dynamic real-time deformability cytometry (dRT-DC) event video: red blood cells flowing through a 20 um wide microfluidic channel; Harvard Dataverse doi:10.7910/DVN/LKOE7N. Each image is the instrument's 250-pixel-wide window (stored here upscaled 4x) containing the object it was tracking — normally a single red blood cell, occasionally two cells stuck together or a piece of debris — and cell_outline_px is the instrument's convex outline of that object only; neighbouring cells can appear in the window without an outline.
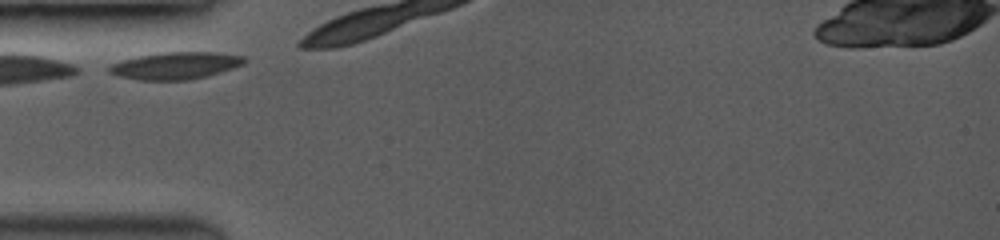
{"species": "common noctule bat (a hibernating species)", "species_latin": "Nyctalus noctula", "temperature_condition": "room temperature", "stored_images_in_passage": 4, "camera_frame_rate_fps": 3500, "um_per_image_px": 0.085, "animal": {"sex": "female", "body_mass_g": 19.0, "forearm_length_mm": 53.3}, "frame": {"image": 1, "passage_image": 1, "time_ms": 0.0, "image_size_px": [1000, 240], "cell_outline_px": [[248, 60], [244, 64], [220, 72], [188, 80], [140, 80], [120, 76], [108, 72], [108, 68], [112, 64], [124, 60], [140, 56], [160, 52], [216, 52], [244, 56]], "centroid_in_image_um": [14.95, 5.57], "position_along_channel_um": 70.0, "area_um2": 21.15}}